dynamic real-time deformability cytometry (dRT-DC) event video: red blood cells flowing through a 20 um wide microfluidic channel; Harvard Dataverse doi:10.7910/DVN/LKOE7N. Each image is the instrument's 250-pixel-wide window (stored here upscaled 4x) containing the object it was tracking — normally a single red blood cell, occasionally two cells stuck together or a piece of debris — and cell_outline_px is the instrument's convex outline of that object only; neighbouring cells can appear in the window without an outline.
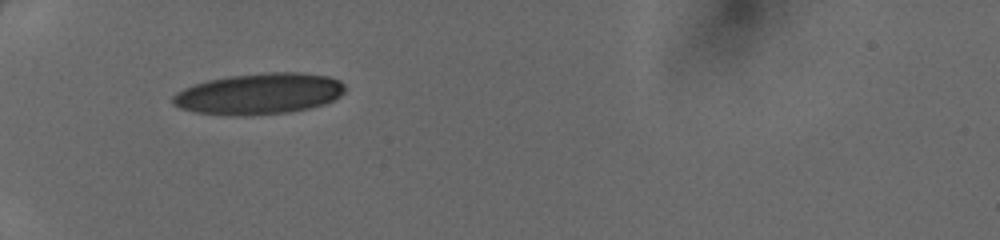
{"species": "human", "species_latin": "Homo sapiens", "temperature_condition": "cold", "stored_images_in_passage": 30, "camera_frame_rate_fps": 3000, "um_per_image_px": 0.085, "donor": {"sex": "female"}, "frame": {"image": 1, "passage_image": 1, "time_ms": 0.0, "image_size_px": [1000, 240], "cell_outline_px": [[344, 92], [340, 96], [324, 104], [308, 108], [288, 112], [240, 116], [236, 116], [196, 112], [180, 108], [172, 104], [172, 96], [176, 92], [184, 88], [208, 80], [232, 76], [268, 72], [300, 72], [328, 76], [340, 80], [344, 84]], "centroid_in_image_um": [22.03, 7.97], "position_along_channel_um": 63.0, "area_um2": 41.1}}
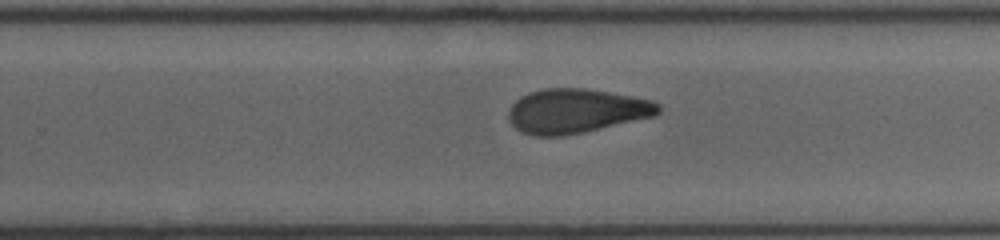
{"frame": {"image": 2, "passage_image": 15, "time_ms": 4.667, "image_size_px": [1000, 240], "cell_outline_px": [[660, 112], [656, 116], [580, 132], [560, 136], [536, 136], [524, 132], [516, 128], [508, 120], [508, 108], [520, 96], [528, 92], [544, 88], [584, 88], [652, 100], [660, 104]], "centroid_in_image_um": [48.94, 9.42], "position_along_channel_um": 280.9, "area_um2": 38.44}}
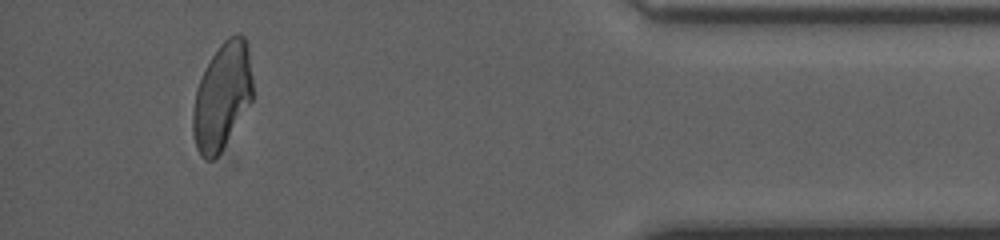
{"frame": {"image": 3, "passage_image": 27, "time_ms": 8.667, "image_size_px": [1000, 240], "cell_outline_px": [[252, 100], [220, 152], [212, 160], [208, 160], [196, 148], [192, 128], [192, 108], [196, 88], [204, 68], [220, 44], [228, 36], [244, 36], [248, 44], [252, 76]], "centroid_in_image_um": [18.86, 8.15], "position_along_channel_um": 416.3, "area_um2": 36.93}}